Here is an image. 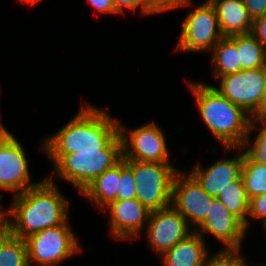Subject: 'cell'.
Wrapping results in <instances>:
<instances>
[{"instance_id": "34", "label": "cell", "mask_w": 266, "mask_h": 266, "mask_svg": "<svg viewBox=\"0 0 266 266\" xmlns=\"http://www.w3.org/2000/svg\"><path fill=\"white\" fill-rule=\"evenodd\" d=\"M5 225V211L0 206V229Z\"/></svg>"}, {"instance_id": "7", "label": "cell", "mask_w": 266, "mask_h": 266, "mask_svg": "<svg viewBox=\"0 0 266 266\" xmlns=\"http://www.w3.org/2000/svg\"><path fill=\"white\" fill-rule=\"evenodd\" d=\"M222 37L215 9L207 0L183 18L176 50L211 51Z\"/></svg>"}, {"instance_id": "21", "label": "cell", "mask_w": 266, "mask_h": 266, "mask_svg": "<svg viewBox=\"0 0 266 266\" xmlns=\"http://www.w3.org/2000/svg\"><path fill=\"white\" fill-rule=\"evenodd\" d=\"M236 49L242 70L266 67V48L251 32L236 35Z\"/></svg>"}, {"instance_id": "9", "label": "cell", "mask_w": 266, "mask_h": 266, "mask_svg": "<svg viewBox=\"0 0 266 266\" xmlns=\"http://www.w3.org/2000/svg\"><path fill=\"white\" fill-rule=\"evenodd\" d=\"M220 78V86L214 88L242 108L252 119H260V101L265 87L266 67L242 70Z\"/></svg>"}, {"instance_id": "16", "label": "cell", "mask_w": 266, "mask_h": 266, "mask_svg": "<svg viewBox=\"0 0 266 266\" xmlns=\"http://www.w3.org/2000/svg\"><path fill=\"white\" fill-rule=\"evenodd\" d=\"M213 5L223 36L250 33L253 19L243 0H209Z\"/></svg>"}, {"instance_id": "24", "label": "cell", "mask_w": 266, "mask_h": 266, "mask_svg": "<svg viewBox=\"0 0 266 266\" xmlns=\"http://www.w3.org/2000/svg\"><path fill=\"white\" fill-rule=\"evenodd\" d=\"M257 124L261 126L259 130L256 128L258 127ZM254 130H258L259 132H257V136L253 142L250 143L249 136H251V132ZM224 149H227V151L228 149H238V151L246 149L244 150V153L252 161L266 165V118L252 119L247 139L241 147H224Z\"/></svg>"}, {"instance_id": "14", "label": "cell", "mask_w": 266, "mask_h": 266, "mask_svg": "<svg viewBox=\"0 0 266 266\" xmlns=\"http://www.w3.org/2000/svg\"><path fill=\"white\" fill-rule=\"evenodd\" d=\"M246 231L245 225L217 198L213 199L205 221L195 230L201 237L204 233L212 234L225 249H241Z\"/></svg>"}, {"instance_id": "20", "label": "cell", "mask_w": 266, "mask_h": 266, "mask_svg": "<svg viewBox=\"0 0 266 266\" xmlns=\"http://www.w3.org/2000/svg\"><path fill=\"white\" fill-rule=\"evenodd\" d=\"M219 199L232 215L237 217L244 225L246 230L249 227V198L244 188V183L241 176L226 186L222 192L219 193Z\"/></svg>"}, {"instance_id": "22", "label": "cell", "mask_w": 266, "mask_h": 266, "mask_svg": "<svg viewBox=\"0 0 266 266\" xmlns=\"http://www.w3.org/2000/svg\"><path fill=\"white\" fill-rule=\"evenodd\" d=\"M0 266H30L25 239L11 235L6 225L0 229Z\"/></svg>"}, {"instance_id": "17", "label": "cell", "mask_w": 266, "mask_h": 266, "mask_svg": "<svg viewBox=\"0 0 266 266\" xmlns=\"http://www.w3.org/2000/svg\"><path fill=\"white\" fill-rule=\"evenodd\" d=\"M204 238L195 231L179 241L162 258V266H203L209 251Z\"/></svg>"}, {"instance_id": "26", "label": "cell", "mask_w": 266, "mask_h": 266, "mask_svg": "<svg viewBox=\"0 0 266 266\" xmlns=\"http://www.w3.org/2000/svg\"><path fill=\"white\" fill-rule=\"evenodd\" d=\"M136 198V184L133 170L126 164V159L121 160V180L115 201Z\"/></svg>"}, {"instance_id": "8", "label": "cell", "mask_w": 266, "mask_h": 266, "mask_svg": "<svg viewBox=\"0 0 266 266\" xmlns=\"http://www.w3.org/2000/svg\"><path fill=\"white\" fill-rule=\"evenodd\" d=\"M123 159L150 163H170L165 133L155 122H150L127 132L119 121ZM128 133V134H126Z\"/></svg>"}, {"instance_id": "36", "label": "cell", "mask_w": 266, "mask_h": 266, "mask_svg": "<svg viewBox=\"0 0 266 266\" xmlns=\"http://www.w3.org/2000/svg\"><path fill=\"white\" fill-rule=\"evenodd\" d=\"M237 266H252V265H247V263H245V258L237 265Z\"/></svg>"}, {"instance_id": "4", "label": "cell", "mask_w": 266, "mask_h": 266, "mask_svg": "<svg viewBox=\"0 0 266 266\" xmlns=\"http://www.w3.org/2000/svg\"><path fill=\"white\" fill-rule=\"evenodd\" d=\"M122 159V139L118 133L103 149L64 154L54 167L56 176L82 192L95 178Z\"/></svg>"}, {"instance_id": "15", "label": "cell", "mask_w": 266, "mask_h": 266, "mask_svg": "<svg viewBox=\"0 0 266 266\" xmlns=\"http://www.w3.org/2000/svg\"><path fill=\"white\" fill-rule=\"evenodd\" d=\"M243 158L244 152L242 151L234 158L218 160L206 169L198 164L189 173L208 195L217 198L219 193L230 185V182L241 176Z\"/></svg>"}, {"instance_id": "28", "label": "cell", "mask_w": 266, "mask_h": 266, "mask_svg": "<svg viewBox=\"0 0 266 266\" xmlns=\"http://www.w3.org/2000/svg\"><path fill=\"white\" fill-rule=\"evenodd\" d=\"M249 215L255 219H260L262 226L266 225V193L250 199Z\"/></svg>"}, {"instance_id": "13", "label": "cell", "mask_w": 266, "mask_h": 266, "mask_svg": "<svg viewBox=\"0 0 266 266\" xmlns=\"http://www.w3.org/2000/svg\"><path fill=\"white\" fill-rule=\"evenodd\" d=\"M106 209L109 211L110 236L118 240L138 239L151 213L136 198L113 201L103 211Z\"/></svg>"}, {"instance_id": "30", "label": "cell", "mask_w": 266, "mask_h": 266, "mask_svg": "<svg viewBox=\"0 0 266 266\" xmlns=\"http://www.w3.org/2000/svg\"><path fill=\"white\" fill-rule=\"evenodd\" d=\"M251 33L266 48V15L253 20Z\"/></svg>"}, {"instance_id": "19", "label": "cell", "mask_w": 266, "mask_h": 266, "mask_svg": "<svg viewBox=\"0 0 266 266\" xmlns=\"http://www.w3.org/2000/svg\"><path fill=\"white\" fill-rule=\"evenodd\" d=\"M211 51V63L217 79L242 71L239 52L236 49V35L223 36Z\"/></svg>"}, {"instance_id": "11", "label": "cell", "mask_w": 266, "mask_h": 266, "mask_svg": "<svg viewBox=\"0 0 266 266\" xmlns=\"http://www.w3.org/2000/svg\"><path fill=\"white\" fill-rule=\"evenodd\" d=\"M30 180L28 161L21 143L4 129L0 133V189L24 193L40 183Z\"/></svg>"}, {"instance_id": "3", "label": "cell", "mask_w": 266, "mask_h": 266, "mask_svg": "<svg viewBox=\"0 0 266 266\" xmlns=\"http://www.w3.org/2000/svg\"><path fill=\"white\" fill-rule=\"evenodd\" d=\"M188 85L201 117L222 147H241L247 139L252 117L213 85L189 81Z\"/></svg>"}, {"instance_id": "29", "label": "cell", "mask_w": 266, "mask_h": 266, "mask_svg": "<svg viewBox=\"0 0 266 266\" xmlns=\"http://www.w3.org/2000/svg\"><path fill=\"white\" fill-rule=\"evenodd\" d=\"M243 2L253 20L266 15V0H243Z\"/></svg>"}, {"instance_id": "31", "label": "cell", "mask_w": 266, "mask_h": 266, "mask_svg": "<svg viewBox=\"0 0 266 266\" xmlns=\"http://www.w3.org/2000/svg\"><path fill=\"white\" fill-rule=\"evenodd\" d=\"M91 5L97 9L100 13L103 14H119L116 11L113 0H88Z\"/></svg>"}, {"instance_id": "5", "label": "cell", "mask_w": 266, "mask_h": 266, "mask_svg": "<svg viewBox=\"0 0 266 266\" xmlns=\"http://www.w3.org/2000/svg\"><path fill=\"white\" fill-rule=\"evenodd\" d=\"M126 164L133 170L140 203L151 212L171 205L173 180L179 169L171 163L126 160Z\"/></svg>"}, {"instance_id": "37", "label": "cell", "mask_w": 266, "mask_h": 266, "mask_svg": "<svg viewBox=\"0 0 266 266\" xmlns=\"http://www.w3.org/2000/svg\"><path fill=\"white\" fill-rule=\"evenodd\" d=\"M4 129H5V128H4L3 124L0 123V133H1Z\"/></svg>"}, {"instance_id": "1", "label": "cell", "mask_w": 266, "mask_h": 266, "mask_svg": "<svg viewBox=\"0 0 266 266\" xmlns=\"http://www.w3.org/2000/svg\"><path fill=\"white\" fill-rule=\"evenodd\" d=\"M9 208L5 210V225L11 235L21 239L69 221V201L57 189L53 175L24 193L15 194Z\"/></svg>"}, {"instance_id": "27", "label": "cell", "mask_w": 266, "mask_h": 266, "mask_svg": "<svg viewBox=\"0 0 266 266\" xmlns=\"http://www.w3.org/2000/svg\"><path fill=\"white\" fill-rule=\"evenodd\" d=\"M239 253L240 249L223 248L211 257L208 254L203 266H237L244 259Z\"/></svg>"}, {"instance_id": "25", "label": "cell", "mask_w": 266, "mask_h": 266, "mask_svg": "<svg viewBox=\"0 0 266 266\" xmlns=\"http://www.w3.org/2000/svg\"><path fill=\"white\" fill-rule=\"evenodd\" d=\"M116 11L120 14L123 9L137 10L141 7L142 15L166 12V6L161 0H113Z\"/></svg>"}, {"instance_id": "2", "label": "cell", "mask_w": 266, "mask_h": 266, "mask_svg": "<svg viewBox=\"0 0 266 266\" xmlns=\"http://www.w3.org/2000/svg\"><path fill=\"white\" fill-rule=\"evenodd\" d=\"M119 133V120L88 104L79 108L57 133L46 138L42 150L55 164L64 154L101 150Z\"/></svg>"}, {"instance_id": "10", "label": "cell", "mask_w": 266, "mask_h": 266, "mask_svg": "<svg viewBox=\"0 0 266 266\" xmlns=\"http://www.w3.org/2000/svg\"><path fill=\"white\" fill-rule=\"evenodd\" d=\"M213 199L190 173L177 172L172 185L171 205L193 226L194 231L207 218Z\"/></svg>"}, {"instance_id": "35", "label": "cell", "mask_w": 266, "mask_h": 266, "mask_svg": "<svg viewBox=\"0 0 266 266\" xmlns=\"http://www.w3.org/2000/svg\"><path fill=\"white\" fill-rule=\"evenodd\" d=\"M18 2L24 3V4H29V6L34 5L41 0H17Z\"/></svg>"}, {"instance_id": "32", "label": "cell", "mask_w": 266, "mask_h": 266, "mask_svg": "<svg viewBox=\"0 0 266 266\" xmlns=\"http://www.w3.org/2000/svg\"><path fill=\"white\" fill-rule=\"evenodd\" d=\"M161 2L166 6V11L193 5L192 0H161Z\"/></svg>"}, {"instance_id": "6", "label": "cell", "mask_w": 266, "mask_h": 266, "mask_svg": "<svg viewBox=\"0 0 266 266\" xmlns=\"http://www.w3.org/2000/svg\"><path fill=\"white\" fill-rule=\"evenodd\" d=\"M25 241L30 266L33 263L37 266H57L82 250L68 221L33 233L25 238Z\"/></svg>"}, {"instance_id": "12", "label": "cell", "mask_w": 266, "mask_h": 266, "mask_svg": "<svg viewBox=\"0 0 266 266\" xmlns=\"http://www.w3.org/2000/svg\"><path fill=\"white\" fill-rule=\"evenodd\" d=\"M147 224L148 243L160 256L194 232L172 205L152 211Z\"/></svg>"}, {"instance_id": "33", "label": "cell", "mask_w": 266, "mask_h": 266, "mask_svg": "<svg viewBox=\"0 0 266 266\" xmlns=\"http://www.w3.org/2000/svg\"><path fill=\"white\" fill-rule=\"evenodd\" d=\"M260 118H266V80L260 101Z\"/></svg>"}, {"instance_id": "18", "label": "cell", "mask_w": 266, "mask_h": 266, "mask_svg": "<svg viewBox=\"0 0 266 266\" xmlns=\"http://www.w3.org/2000/svg\"><path fill=\"white\" fill-rule=\"evenodd\" d=\"M121 180V161L95 178L82 192L98 208L104 210L116 200Z\"/></svg>"}, {"instance_id": "23", "label": "cell", "mask_w": 266, "mask_h": 266, "mask_svg": "<svg viewBox=\"0 0 266 266\" xmlns=\"http://www.w3.org/2000/svg\"><path fill=\"white\" fill-rule=\"evenodd\" d=\"M241 178L249 200L266 193V165L252 161L245 153Z\"/></svg>"}]
</instances>
